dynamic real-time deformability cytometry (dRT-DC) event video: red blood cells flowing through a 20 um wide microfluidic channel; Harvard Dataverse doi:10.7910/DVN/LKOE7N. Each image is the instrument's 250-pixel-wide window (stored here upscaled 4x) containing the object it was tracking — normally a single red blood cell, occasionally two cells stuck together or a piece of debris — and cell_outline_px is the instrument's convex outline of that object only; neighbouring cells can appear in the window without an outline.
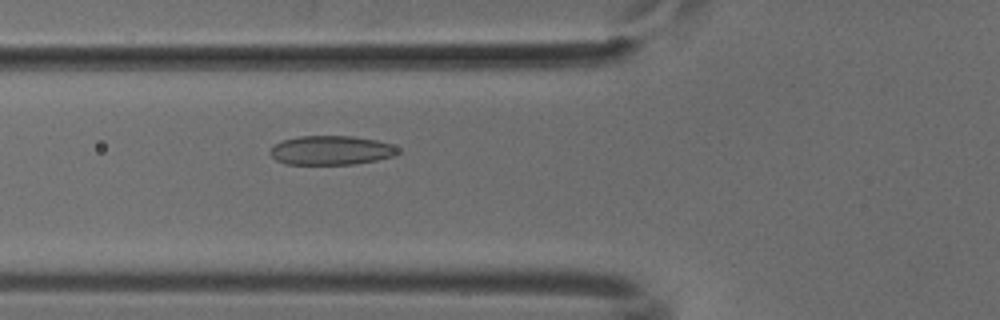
{"species": "common noctule bat (a hibernating species)", "species_latin": "Nyctalus noctula", "temperature_condition": "cold", "stored_images_in_passage": 47, "camera_frame_rate_fps": 3000, "um_per_image_px": 0.085, "animal": {"sex": "male", "body_mass_g": 18.8}, "frame": {"image": 1, "passage_image": 14, "time_ms": 4.333, "image_size_px": [1000, 320], "cell_outline_px": [[400, 152], [392, 156], [376, 160], [352, 164], [284, 164], [276, 160], [268, 152], [276, 144], [284, 140], [300, 136], [352, 136], [376, 140], [392, 144], [400, 148]], "centroid_in_image_um": [28.16, 12.77], "position_along_channel_um": 97.6, "area_um2": 21.62}}
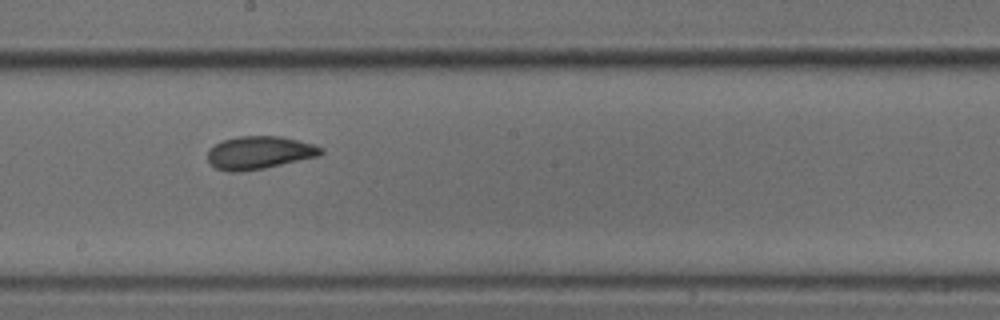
{"frame": {"image": 2, "passage_image": 24, "time_ms": 7.667, "image_size_px": [1000, 320], "cell_outline_px": [[324, 152], [320, 156], [264, 168], [240, 172], [228, 172], [216, 168], [208, 160], [208, 148], [224, 140], [240, 136], [280, 136], [316, 144], [324, 148]], "centroid_in_image_um": [22.08, 12.97], "position_along_channel_um": 226.1, "area_um2": 21.85}}
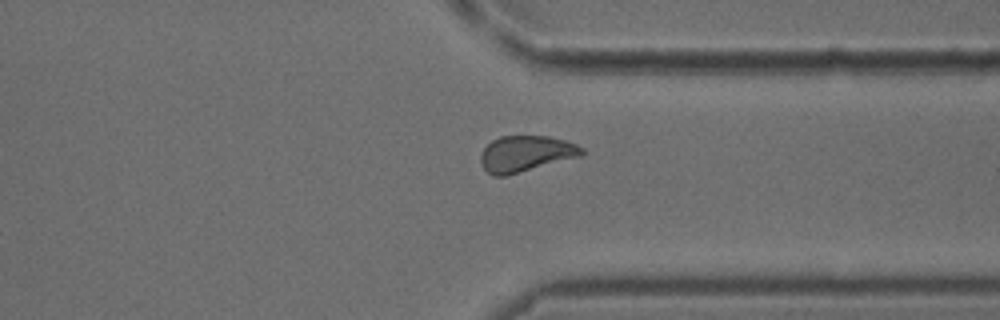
{"frame": {"image": 3, "passage_image": 35, "time_ms": 11.333, "image_size_px": [1000, 320], "cell_outline_px": [[584, 156], [504, 176], [492, 176], [480, 164], [480, 156], [484, 148], [492, 140], [500, 136], [548, 136], [564, 140], [576, 144], [584, 148]], "centroid_in_image_um": [44.71, 13.07], "position_along_channel_um": 366.7, "area_um2": 21.39}}